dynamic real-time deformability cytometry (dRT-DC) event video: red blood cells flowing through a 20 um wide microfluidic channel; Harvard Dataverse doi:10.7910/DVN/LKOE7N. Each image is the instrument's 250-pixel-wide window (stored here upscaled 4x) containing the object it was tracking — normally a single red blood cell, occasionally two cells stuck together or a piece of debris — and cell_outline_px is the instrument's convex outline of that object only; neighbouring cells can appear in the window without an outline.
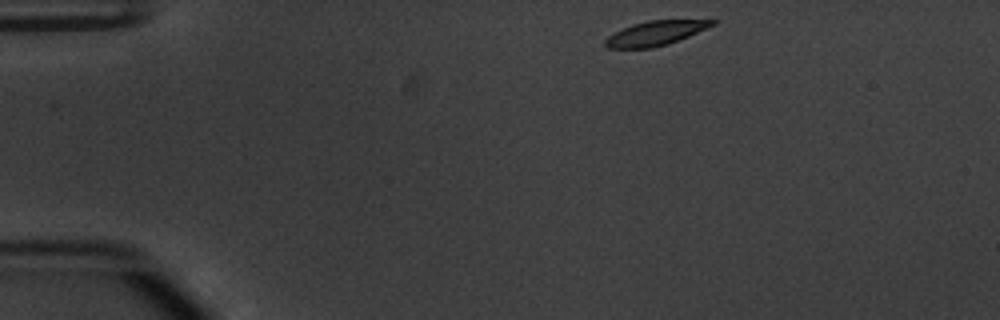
{"species": "common noctule bat (a hibernating species)", "species_latin": "Nyctalus noctula", "temperature_condition": "warm", "stored_images_in_passage": 45, "camera_frame_rate_fps": 3000, "um_per_image_px": 0.085, "animal": {"sex": "male", "body_mass_g": 20.1, "forearm_length_mm": 53.5}, "frame": {"image": 1, "passage_image": 1, "time_ms": 0.0, "image_size_px": [1000, 320], "cell_outline_px": [[720, 20], [716, 24], [688, 36], [668, 44], [652, 48], [608, 48], [604, 44], [604, 40], [608, 36], [632, 24], [648, 20]], "centroid_in_image_um": [55.72, 2.82], "position_along_channel_um": 29.3, "area_um2": 15.14}}
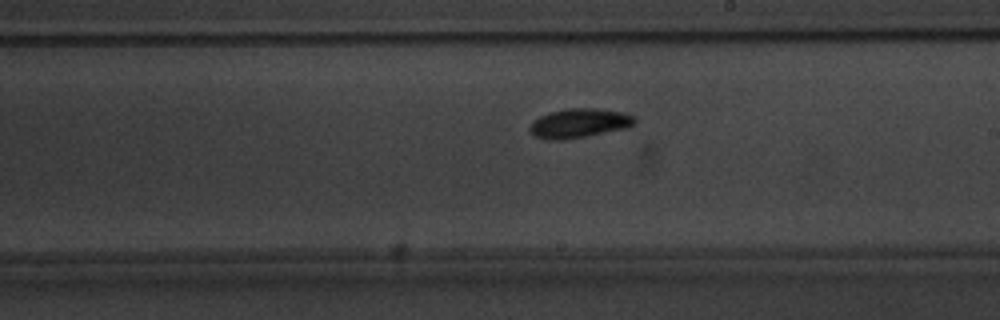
{"frame": {"image": 2, "passage_image": 23, "time_ms": 7.333, "image_size_px": [1000, 320], "cell_outline_px": [[636, 124], [628, 128], [564, 140], [548, 140], [532, 136], [528, 128], [540, 116], [548, 112], [568, 108], [596, 108], [624, 112], [636, 116]], "centroid_in_image_um": [49.26, 10.47], "position_along_channel_um": 239.7, "area_um2": 18.15}}
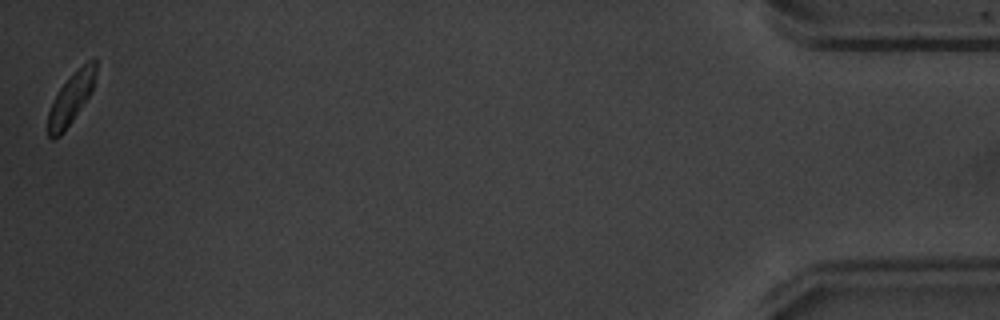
{"frame": {"image": 3, "passage_image": 45, "time_ms": 14.667, "image_size_px": [1000, 320], "cell_outline_px": [[96, 72], [92, 92], [64, 132], [60, 136], [52, 140], [48, 136], [48, 112], [60, 88], [88, 60], [96, 56]], "centroid_in_image_um": [6.05, 8.41], "position_along_channel_um": 429.1, "area_um2": 13.87}, "authors_computed_cell_mechanics": {"area_um2": 16.6464, "velocity_mm_per_s": 3.7728, "shape_relaxation_time_tau1_ms": 2.4515, "shape_relaxation_time_tau2_ms": 5.2145, "deformation_change_tau1": 0.1403, "deformation_change_tau2": 0.1035}}